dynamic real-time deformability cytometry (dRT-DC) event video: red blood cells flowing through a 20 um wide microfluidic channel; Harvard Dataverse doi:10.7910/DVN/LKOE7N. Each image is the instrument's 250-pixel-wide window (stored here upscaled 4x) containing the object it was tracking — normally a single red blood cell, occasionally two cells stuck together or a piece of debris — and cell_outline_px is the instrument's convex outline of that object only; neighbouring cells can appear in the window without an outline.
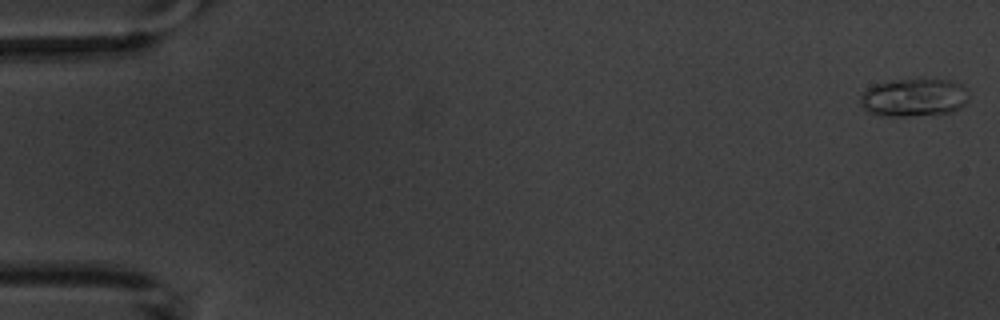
{"species": "common noctule bat (a hibernating species)", "species_latin": "Nyctalus noctula", "temperature_condition": "warm", "stored_images_in_passage": 7, "camera_frame_rate_fps": 3000, "um_per_image_px": 0.085, "animal": {"sex": "male", "body_mass_g": 20.1, "forearm_length_mm": 53.5}, "frame": {"image": 1, "passage_image": 1, "time_ms": 0.0, "image_size_px": [1000, 320], "cell_outline_px": [[968, 100], [960, 108], [952, 112], [908, 116], [876, 116], [868, 112], [860, 104], [860, 96], [872, 84], [888, 80], [948, 80], [964, 84]], "centroid_in_image_um": [77.64, 8.3], "position_along_channel_um": 7.4, "area_um2": 24.16}}
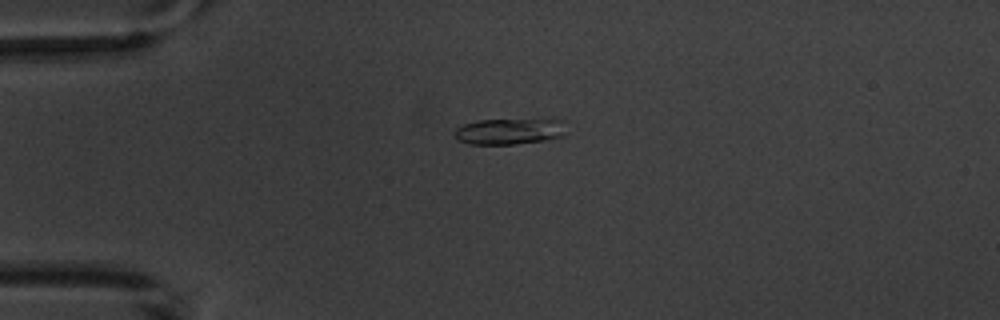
{"frame": {"image": 2, "passage_image": 4, "time_ms": 4.333, "image_size_px": [1000, 320], "cell_outline_px": [[564, 136], [544, 140], [516, 144], [468, 144], [456, 140], [452, 132], [456, 128], [464, 124], [480, 120], [552, 116], [564, 120]], "centroid_in_image_um": [43.37, 11.11], "position_along_channel_um": 41.6, "area_um2": 18.09}}
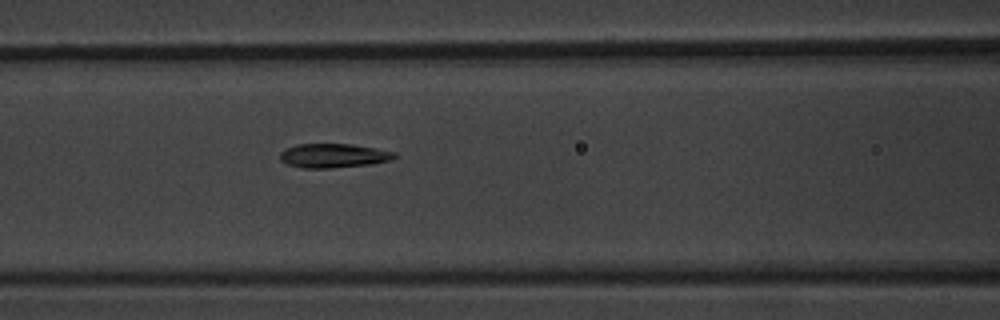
{"frame": {"image": 3, "passage_image": 7, "time_ms": 7.667, "image_size_px": [1000, 320], "cell_outline_px": [[396, 156], [392, 160], [372, 164], [332, 168], [300, 168], [288, 164], [280, 160], [280, 152], [284, 148], [296, 144], [352, 144], [376, 148], [396, 152]], "centroid_in_image_um": [28.34, 13.23], "position_along_channel_um": 138.3, "area_um2": 16.3}}